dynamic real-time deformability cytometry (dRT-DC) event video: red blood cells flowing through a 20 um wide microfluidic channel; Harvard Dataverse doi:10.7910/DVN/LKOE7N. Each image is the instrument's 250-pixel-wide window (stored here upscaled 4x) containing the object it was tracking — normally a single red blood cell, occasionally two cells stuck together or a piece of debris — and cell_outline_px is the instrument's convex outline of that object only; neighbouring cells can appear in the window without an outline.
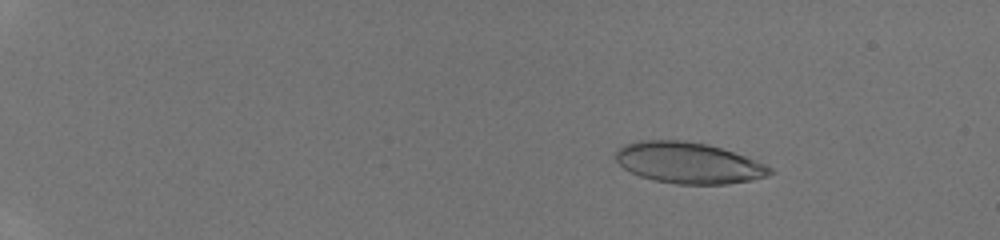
{"species": "human", "species_latin": "Homo sapiens", "temperature_condition": "room temperature", "stored_images_in_passage": 48, "camera_frame_rate_fps": 3000, "um_per_image_px": 0.085, "donor": {"sex": "male"}, "frame": {"image": 1, "passage_image": 9, "time_ms": 2.667, "image_size_px": [1000, 240], "cell_outline_px": [[776, 172], [768, 176], [752, 180], [728, 184], [676, 184], [656, 180], [640, 176], [624, 168], [616, 160], [616, 152], [624, 144], [640, 140], [684, 140], [708, 144], [744, 156], [764, 164], [772, 168]], "centroid_in_image_um": [58.54, 13.84], "position_along_channel_um": 26.5, "area_um2": 36.82}}
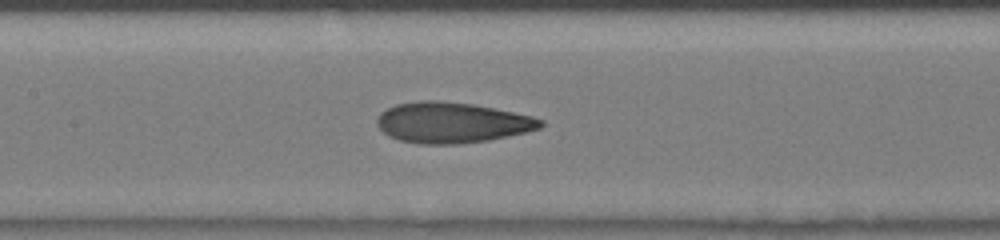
{"frame": {"image": 2, "passage_image": 27, "time_ms": 8.667, "image_size_px": [1000, 240], "cell_outline_px": [[544, 124], [540, 128], [528, 132], [488, 140], [456, 144], [420, 144], [400, 140], [388, 136], [376, 124], [376, 120], [380, 112], [396, 104], [420, 100], [436, 100], [472, 104], [532, 116], [544, 120]], "centroid_in_image_um": [38.4, 10.42], "position_along_channel_um": 169.0, "area_um2": 38.73}}
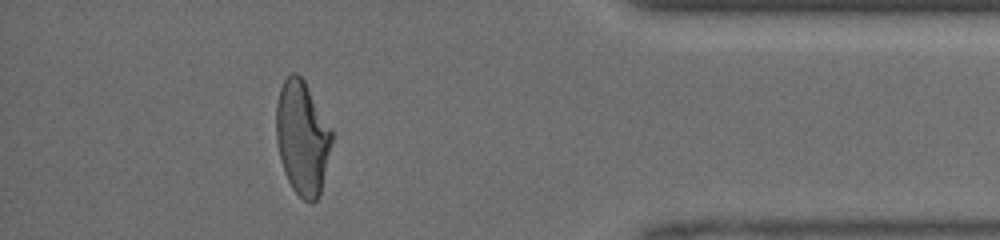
{"frame": {"image": 3, "passage_image": 44, "time_ms": 14.333, "image_size_px": [1000, 240], "cell_outline_px": [[332, 140], [320, 196], [312, 204], [308, 204], [292, 188], [284, 172], [276, 140], [276, 104], [280, 88], [284, 80], [292, 72], [296, 72], [304, 80], [332, 132]], "centroid_in_image_um": [25.68, 11.74], "position_along_channel_um": 409.5, "area_um2": 36.59}}